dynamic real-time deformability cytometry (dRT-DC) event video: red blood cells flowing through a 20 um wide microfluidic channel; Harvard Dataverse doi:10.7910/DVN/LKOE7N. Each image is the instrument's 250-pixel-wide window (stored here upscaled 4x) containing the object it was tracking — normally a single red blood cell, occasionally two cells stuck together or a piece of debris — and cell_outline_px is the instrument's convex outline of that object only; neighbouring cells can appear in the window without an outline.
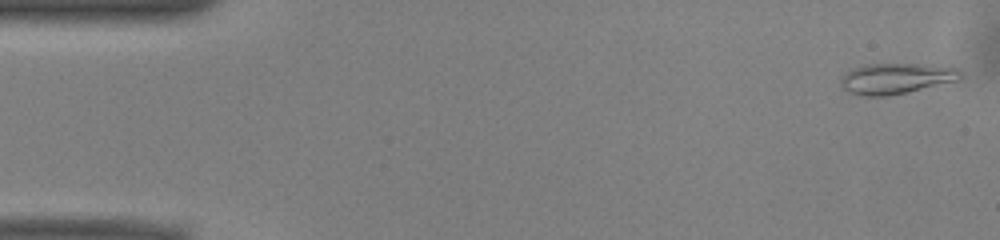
{"species": "common noctule bat (a hibernating species)", "species_latin": "Nyctalus noctula", "temperature_condition": "warm", "stored_images_in_passage": 12, "camera_frame_rate_fps": 3000, "um_per_image_px": 0.085, "animal": {"sex": "male", "body_mass_g": 13.0, "forearm_length_mm": 53.1}, "frame": {"image": 1, "passage_image": 1, "time_ms": 0.0, "image_size_px": [1000, 240], "cell_outline_px": [[964, 76], [956, 80], [888, 96], [864, 96], [848, 92], [840, 84], [840, 76], [852, 68], [864, 64], [916, 64], [956, 68]], "centroid_in_image_um": [76.07, 6.67], "position_along_channel_um": 8.9, "area_um2": 21.1}}